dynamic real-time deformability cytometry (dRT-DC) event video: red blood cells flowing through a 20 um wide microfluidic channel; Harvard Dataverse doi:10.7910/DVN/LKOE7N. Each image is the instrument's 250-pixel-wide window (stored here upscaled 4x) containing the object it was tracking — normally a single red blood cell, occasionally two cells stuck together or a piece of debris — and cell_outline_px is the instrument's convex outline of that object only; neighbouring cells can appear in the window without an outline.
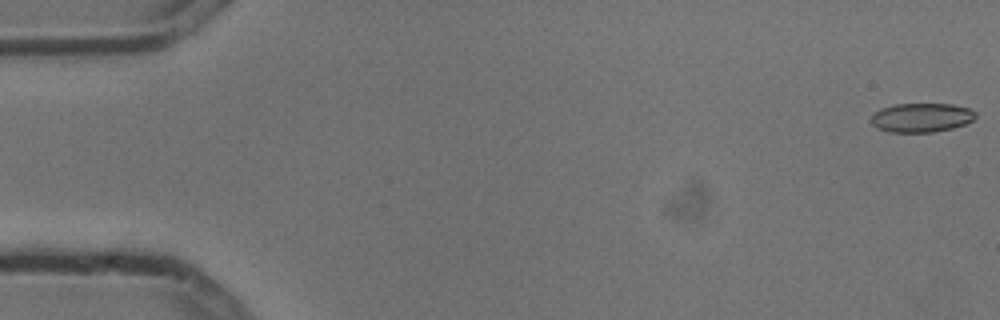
{"species": "common noctule bat (a hibernating species)", "species_latin": "Nyctalus noctula", "temperature_condition": "cold", "stored_images_in_passage": 9, "camera_frame_rate_fps": 3000, "um_per_image_px": 0.085, "animal": {"sex": "male", "body_mass_g": 13.3}, "frame": {"image": 1, "passage_image": 1, "time_ms": 0.0, "image_size_px": [1000, 320], "cell_outline_px": [[976, 116], [972, 120], [964, 124], [952, 128], [932, 132], [888, 132], [876, 128], [872, 124], [872, 116], [880, 108], [896, 104], [952, 104], [968, 108], [976, 112]], "centroid_in_image_um": [78.31, 9.99], "position_along_channel_um": 6.7, "area_um2": 17.63}}
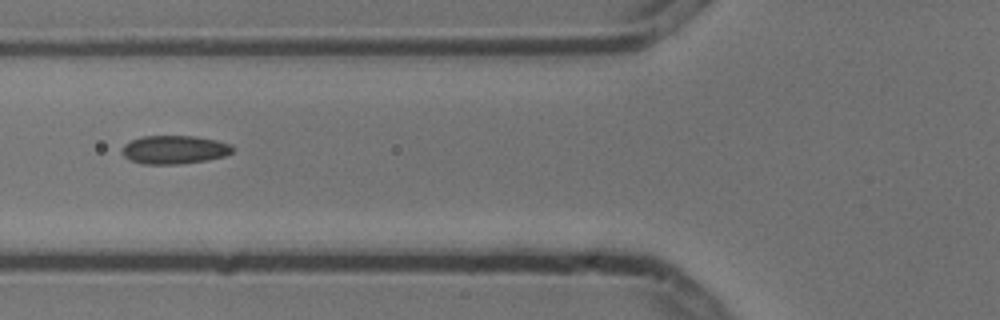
{"frame": {"image": 2, "passage_image": 6, "time_ms": 1.667, "image_size_px": [1000, 320], "cell_outline_px": [[232, 152], [224, 156], [204, 160], [180, 164], [140, 164], [128, 160], [120, 152], [120, 148], [124, 144], [140, 136], [196, 136], [216, 140], [232, 144]], "centroid_in_image_um": [14.75, 12.72], "position_along_channel_um": 111.0, "area_um2": 18.5}}
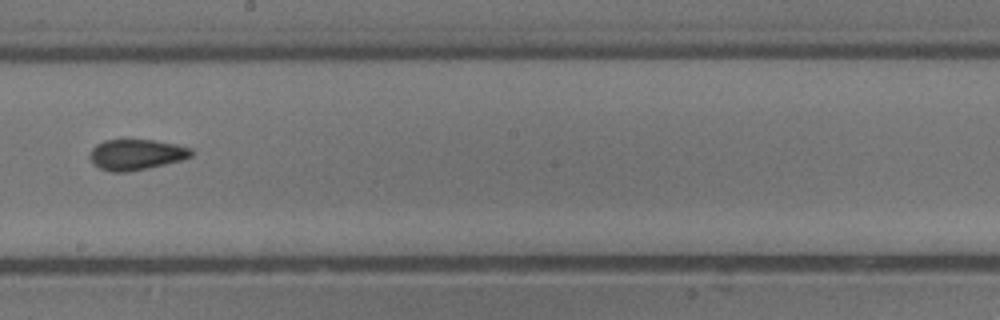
{"frame": {"image": 3, "passage_image": 9, "time_ms": 2.667, "image_size_px": [1000, 320], "cell_outline_px": [[192, 156], [184, 160], [148, 168], [128, 172], [112, 172], [100, 168], [92, 164], [88, 156], [92, 148], [96, 144], [104, 140], [156, 140], [176, 144], [192, 148]], "centroid_in_image_um": [11.58, 13.14], "position_along_channel_um": 236.6, "area_um2": 18.38}}